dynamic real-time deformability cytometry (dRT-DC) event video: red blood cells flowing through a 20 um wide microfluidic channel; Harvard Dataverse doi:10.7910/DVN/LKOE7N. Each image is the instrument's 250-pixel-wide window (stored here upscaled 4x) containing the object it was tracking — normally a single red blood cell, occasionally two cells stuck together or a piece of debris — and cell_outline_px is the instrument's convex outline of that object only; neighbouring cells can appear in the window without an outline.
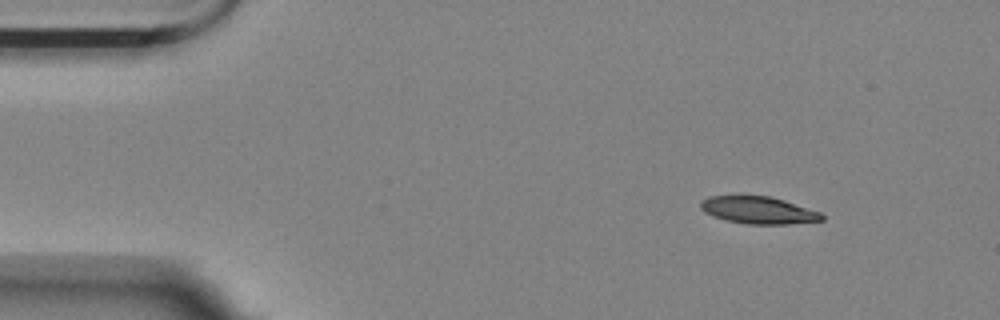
{"species": "Egyptian fruit bat (a non-hibernating species)", "species_latin": "Rousettus aegyptiacus", "temperature_condition": "room temperature", "stored_images_in_passage": 2, "camera_frame_rate_fps": 3000, "um_per_image_px": 0.085, "animal": {"sex": "female"}, "frame": {"image": 1, "passage_image": 2, "time_ms": 0.333, "image_size_px": [1000, 320], "cell_outline_px": [[824, 220], [788, 224], [748, 224], [724, 220], [712, 216], [704, 212], [700, 208], [700, 204], [708, 196], [768, 196], [784, 200], [820, 212], [824, 216]], "centroid_in_image_um": [64.45, 17.87], "position_along_channel_um": 20.5, "area_um2": 19.13}}